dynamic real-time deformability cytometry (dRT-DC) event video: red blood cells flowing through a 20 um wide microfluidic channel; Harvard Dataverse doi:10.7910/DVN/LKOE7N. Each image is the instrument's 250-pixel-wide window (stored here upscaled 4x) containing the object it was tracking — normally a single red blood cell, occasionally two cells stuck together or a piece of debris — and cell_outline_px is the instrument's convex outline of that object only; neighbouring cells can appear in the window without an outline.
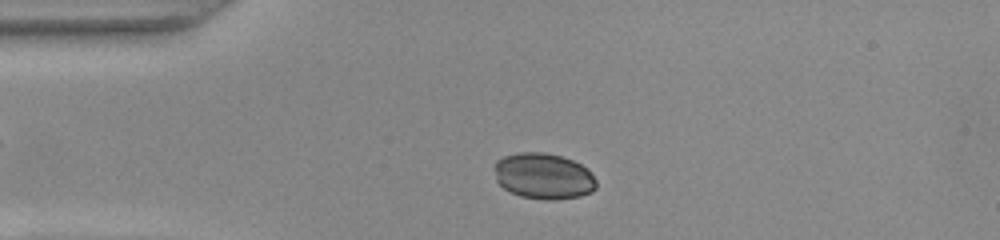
{"species": "common noctule bat (a hibernating species)", "species_latin": "Nyctalus noctula", "temperature_condition": "warm", "stored_images_in_passage": 41, "camera_frame_rate_fps": 3000, "um_per_image_px": 0.085, "animal": {"sex": "female", "body_mass_g": 22.0, "forearm_length_mm": 56.7}, "frame": {"image": 1, "passage_image": 7, "time_ms": 2.0, "image_size_px": [1000, 240], "cell_outline_px": [[596, 188], [592, 192], [580, 196], [556, 200], [544, 200], [520, 196], [504, 188], [496, 180], [492, 168], [496, 160], [504, 156], [520, 152], [544, 152], [560, 156], [572, 160], [588, 168], [596, 180]], "centroid_in_image_um": [46.19, 14.97], "position_along_channel_um": 38.8, "area_um2": 27.63}}
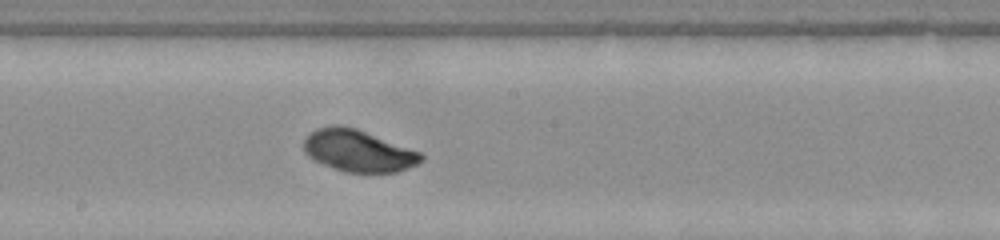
{"frame": {"image": 2, "passage_image": 23, "time_ms": 7.333, "image_size_px": [1000, 240], "cell_outline_px": [[424, 160], [408, 168], [396, 172], [344, 172], [312, 160], [304, 152], [304, 136], [308, 132], [316, 128], [332, 124], [340, 124], [356, 128], [420, 152], [424, 156]], "centroid_in_image_um": [30.39, 12.8], "position_along_channel_um": 217.8, "area_um2": 28.84}}
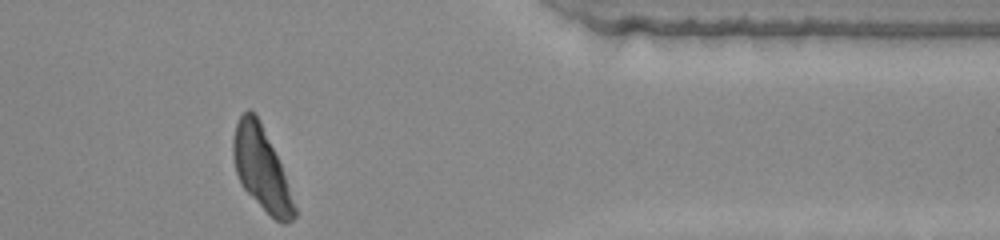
{"frame": {"image": 3, "passage_image": 38, "time_ms": 12.333, "image_size_px": [1000, 240], "cell_outline_px": [[296, 216], [292, 220], [284, 224], [280, 224], [244, 188], [236, 172], [232, 156], [232, 140], [236, 124], [240, 116], [248, 108], [256, 112], [260, 120], [280, 164], [296, 208]], "centroid_in_image_um": [22.2, 14.29], "position_along_channel_um": 389.2, "area_um2": 28.84}, "authors_computed_cell_mechanics": {"area_um2": 28.033, "velocity_mm_per_s": 3.8753, "shape_relaxation_time_tau1_ms": 1.1941, "shape_relaxation_time_tau2_ms": null, "deformation_change_tau1": 0.016, "deformation_change_tau2": null}}